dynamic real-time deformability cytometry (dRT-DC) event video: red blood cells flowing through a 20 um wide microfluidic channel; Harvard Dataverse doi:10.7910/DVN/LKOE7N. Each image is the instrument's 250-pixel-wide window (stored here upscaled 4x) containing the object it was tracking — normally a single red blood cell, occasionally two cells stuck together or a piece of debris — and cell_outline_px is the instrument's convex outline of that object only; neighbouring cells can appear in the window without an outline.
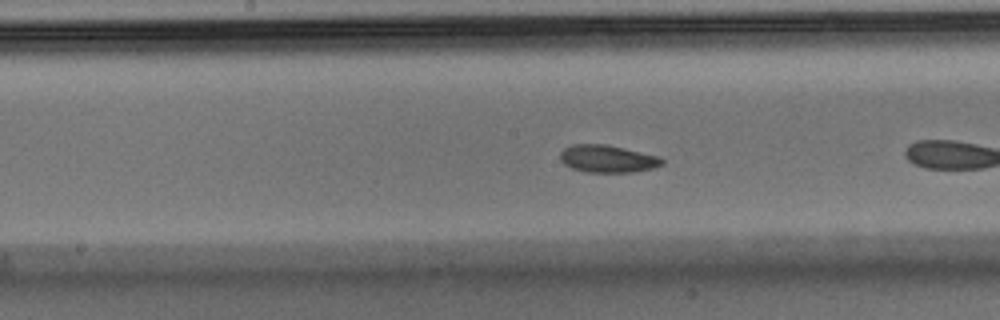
{"species": "Egyptian fruit bat (a non-hibernating species)", "species_latin": "Rousettus aegyptiacus", "temperature_condition": "warm", "stored_images_in_passage": 38, "camera_frame_rate_fps": 3000, "um_per_image_px": 0.085, "animal": {"sex": "male"}, "frame": {"image": 1, "passage_image": 12, "time_ms": 3.667, "image_size_px": [1000, 320], "cell_outline_px": [[664, 164], [652, 168], [636, 172], [584, 172], [572, 168], [564, 164], [560, 160], [560, 152], [564, 148], [572, 144], [604, 144], [624, 148], [660, 156], [664, 160]], "centroid_in_image_um": [51.64, 13.5], "position_along_channel_um": 196.6, "area_um2": 16.42}}
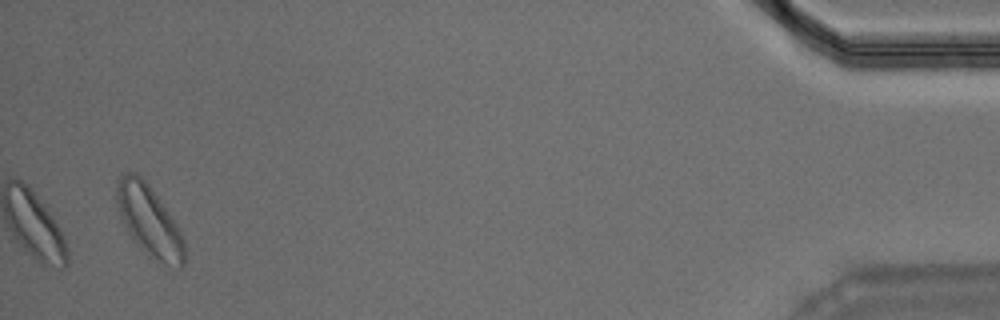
{"frame": {"image": 2, "passage_image": 38, "time_ms": 12.333, "image_size_px": [1000, 320], "cell_outline_px": [[184, 264], [180, 268], [164, 264], [148, 256], [136, 244], [128, 232], [120, 216], [116, 200], [116, 180], [120, 176], [128, 172], [136, 172], [148, 184], [176, 224], [184, 240]], "centroid_in_image_um": [12.65, 18.77], "position_along_channel_um": 422.5, "area_um2": 27.63}, "authors_computed_cell_mechanics": {"area_um2": 16.5886, "velocity_mm_per_s": 3.8918, "shape_relaxation_time_tau1_ms": 2.2725, "shape_relaxation_time_tau2_ms": 4.374, "deformation_change_tau1": 0.0655, "deformation_change_tau2": 0.074}}